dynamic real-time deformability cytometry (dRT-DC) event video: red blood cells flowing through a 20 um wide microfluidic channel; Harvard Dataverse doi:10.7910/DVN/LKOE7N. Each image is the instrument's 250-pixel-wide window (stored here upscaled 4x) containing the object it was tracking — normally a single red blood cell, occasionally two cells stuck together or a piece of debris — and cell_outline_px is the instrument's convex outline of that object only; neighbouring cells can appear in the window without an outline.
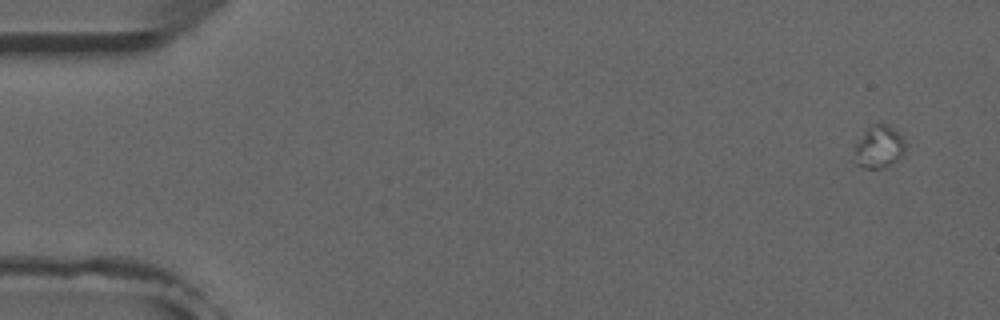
{"species": "common noctule bat (a hibernating species)", "species_latin": "Nyctalus noctula", "temperature_condition": "room temperature", "stored_images_in_passage": 8, "camera_frame_rate_fps": 3000, "um_per_image_px": 0.085, "animal": {"sex": "male", "forearm_length_mm": 52.5}, "frame": {"image": 1, "passage_image": 1, "time_ms": 0.0, "image_size_px": [1000, 320], "cell_outline_px": [[904, 148], [900, 156], [896, 160], [884, 168], [864, 168], [856, 164], [856, 144], [864, 132], [872, 124], [888, 124], [904, 140]], "centroid_in_image_um": [74.7, 12.49], "position_along_channel_um": 10.3, "area_um2": 12.08}}